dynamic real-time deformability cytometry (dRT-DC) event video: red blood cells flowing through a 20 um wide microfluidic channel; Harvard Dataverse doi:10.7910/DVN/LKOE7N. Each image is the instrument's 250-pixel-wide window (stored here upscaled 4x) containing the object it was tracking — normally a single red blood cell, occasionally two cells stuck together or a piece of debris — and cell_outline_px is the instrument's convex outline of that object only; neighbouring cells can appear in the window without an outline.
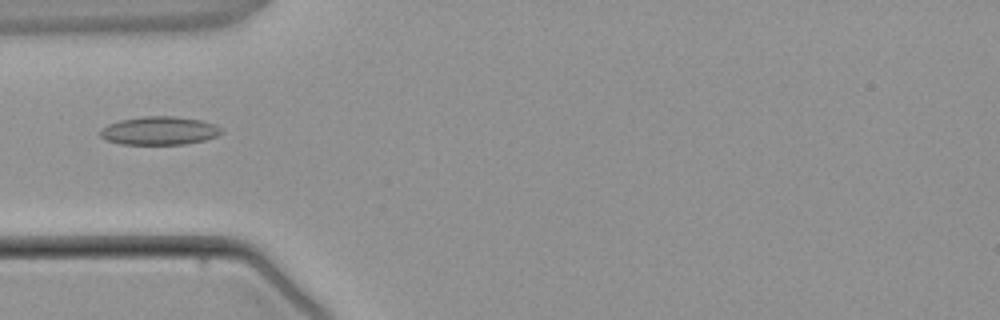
{"species": "common noctule bat (a hibernating species)", "species_latin": "Nyctalus noctula", "temperature_condition": "warm", "stored_images_in_passage": 2, "camera_frame_rate_fps": 3000, "um_per_image_px": 0.085, "animal": {"sex": "male", "body_mass_g": 21.5, "forearm_length_mm": 52.0}, "frame": {"image": 1, "passage_image": 2, "time_ms": 1.333, "image_size_px": [1000, 320], "cell_outline_px": [[220, 132], [216, 136], [204, 140], [184, 144], [120, 144], [108, 140], [100, 136], [100, 128], [108, 124], [120, 120], [140, 116], [176, 116], [200, 120], [212, 124], [220, 128]], "centroid_in_image_um": [13.48, 11.1], "position_along_channel_um": 71.5, "area_um2": 19.83}}